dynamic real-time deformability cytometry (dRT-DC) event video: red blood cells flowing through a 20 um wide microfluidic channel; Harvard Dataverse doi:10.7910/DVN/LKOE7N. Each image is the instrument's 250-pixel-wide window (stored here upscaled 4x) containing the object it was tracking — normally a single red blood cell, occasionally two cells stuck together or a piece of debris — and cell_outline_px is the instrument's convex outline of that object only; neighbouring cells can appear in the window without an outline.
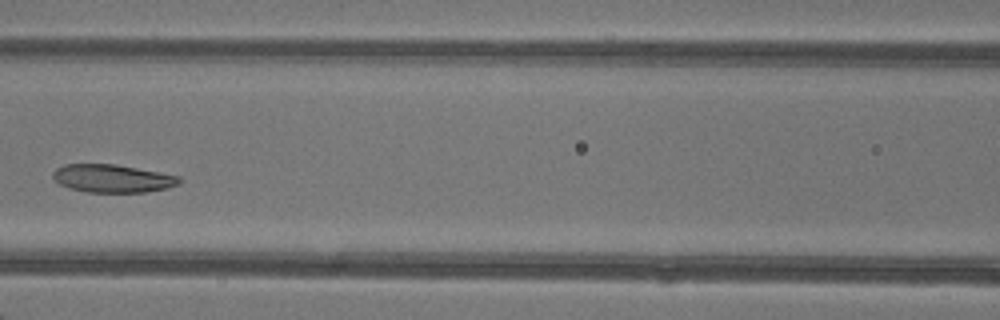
{"species": "common noctule bat (a hibernating species)", "species_latin": "Nyctalus noctula", "temperature_condition": "warm", "stored_images_in_passage": 5, "camera_frame_rate_fps": 3000, "um_per_image_px": 0.085, "animal": {"sex": "female"}, "frame": {"image": 1, "passage_image": 4, "time_ms": 3.667, "image_size_px": [1000, 320], "cell_outline_px": [[180, 180], [176, 184], [168, 188], [144, 192], [88, 192], [68, 188], [60, 184], [52, 176], [52, 172], [56, 168], [64, 164], [116, 164], [180, 176]], "centroid_in_image_um": [9.52, 15.16], "position_along_channel_um": 157.1, "area_um2": 20.52}}
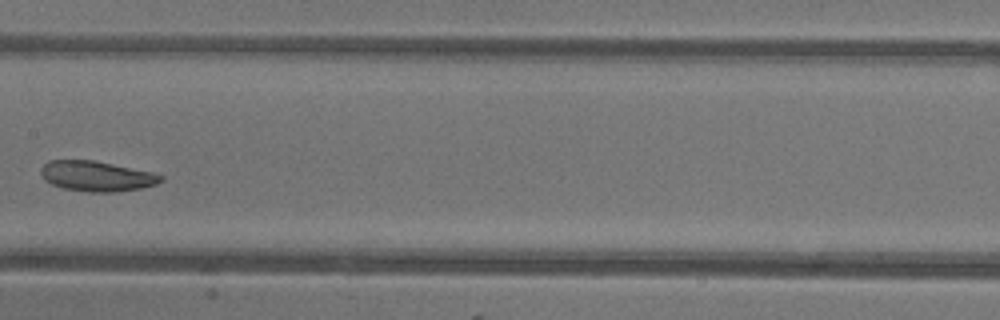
{"frame": {"image": 2, "passage_image": 5, "time_ms": 4.667, "image_size_px": [1000, 320], "cell_outline_px": [[164, 180], [156, 184], [140, 188], [116, 192], [88, 192], [64, 188], [52, 184], [44, 180], [40, 172], [40, 168], [44, 164], [52, 160], [92, 160], [156, 172], [164, 176]], "centroid_in_image_um": [8.25, 14.97], "position_along_channel_um": 199.1, "area_um2": 21.27}}